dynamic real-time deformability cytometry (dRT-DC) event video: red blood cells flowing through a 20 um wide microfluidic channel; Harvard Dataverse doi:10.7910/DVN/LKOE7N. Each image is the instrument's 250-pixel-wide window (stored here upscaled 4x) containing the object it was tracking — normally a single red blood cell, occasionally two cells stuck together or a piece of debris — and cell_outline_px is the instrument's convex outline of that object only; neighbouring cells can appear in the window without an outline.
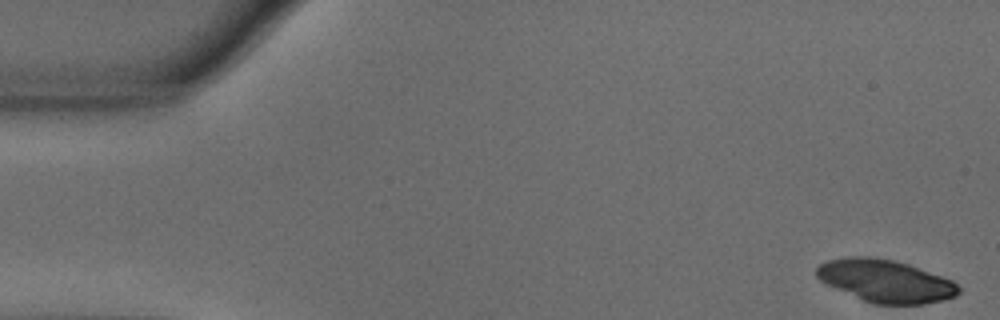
{"species": "common noctule bat (a hibernating species)", "species_latin": "Nyctalus noctula", "temperature_condition": "warm", "stored_images_in_passage": 54, "camera_frame_rate_fps": 3000, "um_per_image_px": 0.085, "animal": {"sex": "male", "body_mass_g": 18.8}, "frame": {"image": 1, "passage_image": 1, "time_ms": 0.0, "image_size_px": [1000, 320], "cell_outline_px": [[960, 292], [956, 296], [924, 304], [872, 304], [836, 288], [820, 280], [816, 276], [816, 268], [820, 264], [828, 260], [852, 256], [872, 256], [896, 260], [908, 264], [952, 280], [960, 288]], "centroid_in_image_um": [75.27, 23.87], "position_along_channel_um": 9.7, "area_um2": 35.03}}
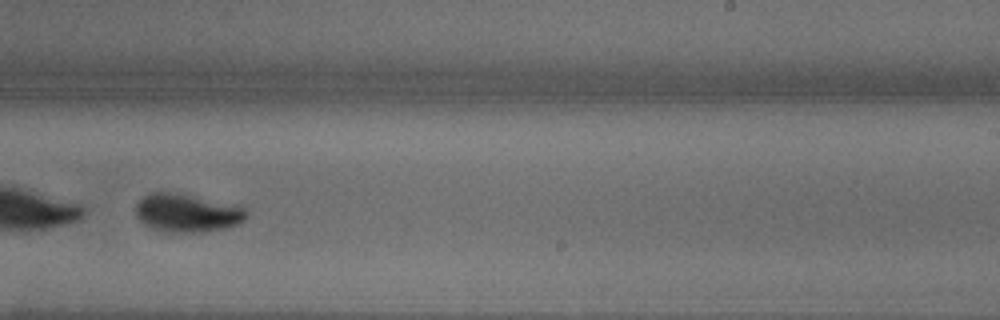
{"frame": {"image": 2, "passage_image": 34, "time_ms": 11.0, "image_size_px": [1000, 320], "cell_outline_px": [[244, 220], [228, 228], [208, 232], [168, 232], [148, 228], [136, 216], [136, 204], [148, 192], [184, 192], [244, 204]], "centroid_in_image_um": [15.94, 18.06], "position_along_channel_um": 273.1, "area_um2": 25.72}, "authors_computed_cell_mechanics": {"area_um2": 26.6458, "velocity_mm_per_s": 3.608, "shape_relaxation_time_tau1_ms": 2.248, "shape_relaxation_time_tau2_ms": null, "deformation_change_tau1": 0.1547, "deformation_change_tau2": null}}